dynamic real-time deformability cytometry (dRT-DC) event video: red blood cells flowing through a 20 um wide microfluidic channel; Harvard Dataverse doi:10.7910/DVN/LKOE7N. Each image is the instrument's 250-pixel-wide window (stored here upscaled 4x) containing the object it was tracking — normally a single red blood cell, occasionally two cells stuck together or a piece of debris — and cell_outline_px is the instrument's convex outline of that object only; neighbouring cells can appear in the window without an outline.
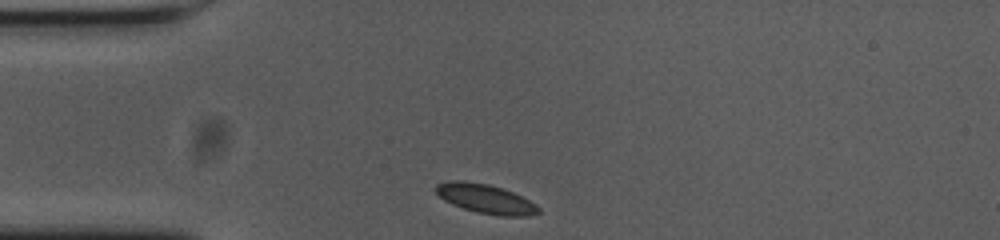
{"species": "common noctule bat (a hibernating species)", "species_latin": "Nyctalus noctula", "temperature_condition": "cold", "stored_images_in_passage": 32, "camera_frame_rate_fps": 3000, "um_per_image_px": 0.085, "animal": {"sex": "female", "body_mass_g": 23.0, "forearm_length_mm": 53.4}, "frame": {"image": 1, "passage_image": 1, "time_ms": 0.0, "image_size_px": [1000, 240], "cell_outline_px": [[540, 212], [528, 216], [500, 216], [476, 212], [452, 204], [444, 200], [436, 192], [436, 184], [448, 180], [464, 180], [488, 184], [512, 192], [536, 204], [540, 208]], "centroid_in_image_um": [41.26, 16.89], "position_along_channel_um": 43.7, "area_um2": 17.4}}
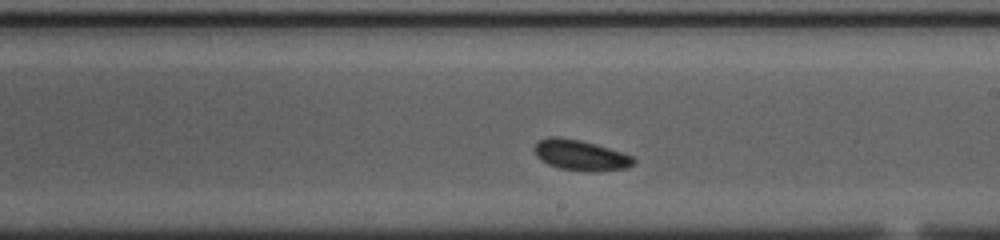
{"frame": {"image": 2, "passage_image": 19, "time_ms": 6.0, "image_size_px": [1000, 240], "cell_outline_px": [[636, 164], [628, 168], [600, 172], [596, 172], [560, 168], [548, 164], [540, 160], [536, 156], [532, 148], [540, 140], [552, 136], [556, 136], [580, 140], [596, 144], [632, 156], [636, 160]], "centroid_in_image_um": [49.36, 13.2], "position_along_channel_um": 239.6, "area_um2": 17.74}}
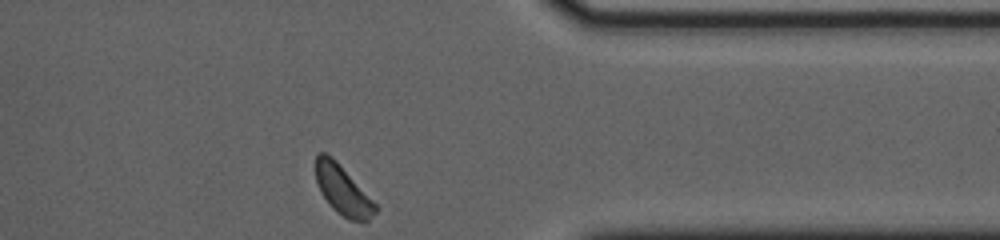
{"frame": {"image": 3, "passage_image": 32, "time_ms": 10.333, "image_size_px": [1000, 240], "cell_outline_px": [[376, 212], [368, 220], [348, 220], [332, 208], [320, 192], [316, 180], [316, 152], [324, 152], [332, 156], [336, 160], [376, 204]], "centroid_in_image_um": [29.1, 16.14], "position_along_channel_um": 382.3, "area_um2": 16.88}}